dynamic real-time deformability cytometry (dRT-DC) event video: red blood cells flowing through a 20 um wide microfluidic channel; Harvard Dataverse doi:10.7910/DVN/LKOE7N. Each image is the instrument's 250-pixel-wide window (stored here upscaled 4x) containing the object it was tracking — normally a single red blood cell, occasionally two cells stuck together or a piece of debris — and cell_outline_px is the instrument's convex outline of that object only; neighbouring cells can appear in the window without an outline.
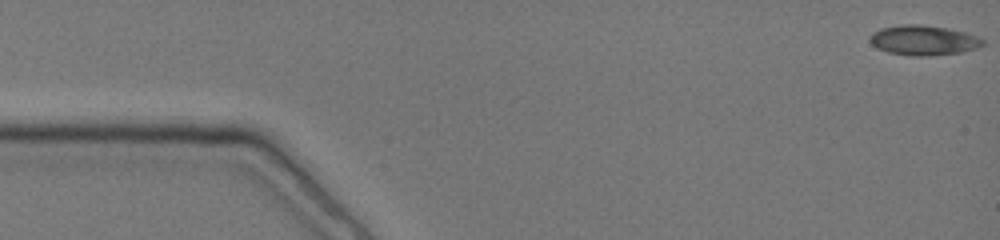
{"species": "common noctule bat (a hibernating species)", "species_latin": "Nyctalus noctula", "temperature_condition": "cold", "stored_images_in_passage": 41, "camera_frame_rate_fps": 3000, "um_per_image_px": 0.085, "animal": {"sex": "female", "body_mass_g": 19.0, "forearm_length_mm": 51.5}, "frame": {"image": 1, "passage_image": 1, "time_ms": 0.0, "image_size_px": [1000, 240], "cell_outline_px": [[984, 44], [976, 48], [960, 52], [928, 56], [912, 56], [888, 52], [876, 48], [868, 40], [868, 36], [872, 32], [880, 28], [900, 24], [920, 24], [948, 28], [964, 32], [976, 36], [984, 40]], "centroid_in_image_um": [78.43, 3.41], "position_along_channel_um": 6.6, "area_um2": 19.83}}
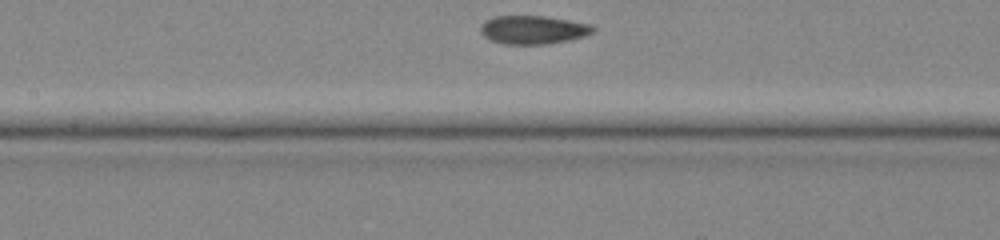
{"frame": {"image": 2, "passage_image": 26, "time_ms": 7.0, "image_size_px": [1000, 240], "cell_outline_px": [[596, 32], [584, 36], [568, 40], [548, 44], [504, 44], [492, 40], [484, 36], [480, 32], [480, 24], [484, 20], [492, 16], [548, 16], [592, 24], [596, 28]], "centroid_in_image_um": [45.33, 2.52], "position_along_channel_um": 162.1, "area_um2": 18.96}}
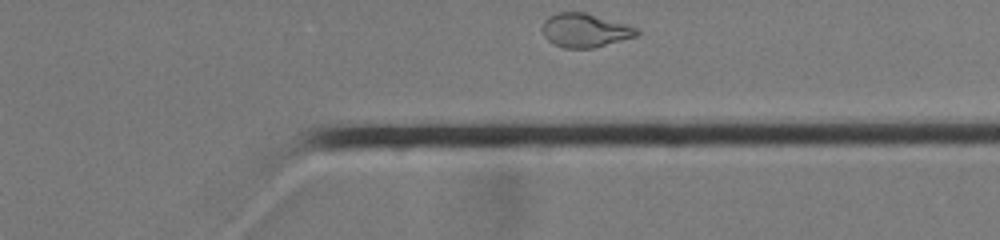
{"frame": {"image": 3, "passage_image": 41, "time_ms": 12.0, "image_size_px": [1000, 240], "cell_outline_px": [[640, 32], [636, 36], [592, 48], [564, 48], [552, 44], [544, 36], [540, 28], [544, 20], [548, 16], [556, 12], [588, 12], [640, 28]], "centroid_in_image_um": [49.7, 2.56], "position_along_channel_um": 361.7, "area_um2": 18.96}}